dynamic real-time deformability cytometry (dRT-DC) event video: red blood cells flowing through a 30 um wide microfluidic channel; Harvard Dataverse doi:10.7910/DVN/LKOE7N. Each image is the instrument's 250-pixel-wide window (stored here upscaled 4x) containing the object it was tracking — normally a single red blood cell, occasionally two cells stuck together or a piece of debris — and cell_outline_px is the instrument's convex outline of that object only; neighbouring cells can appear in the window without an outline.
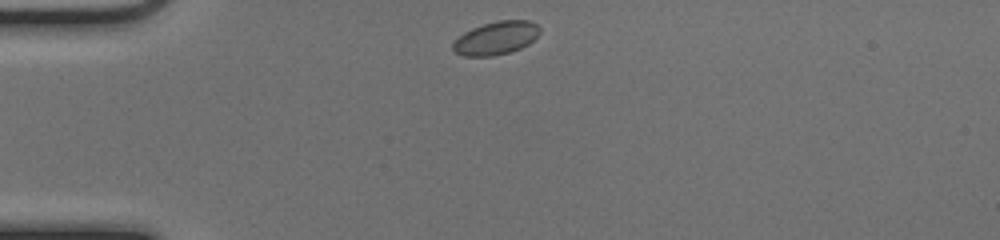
{"species": "common noctule bat (a hibernating species)", "species_latin": "Nyctalus noctula", "temperature_condition": "cold", "stored_images_in_passage": 39, "camera_frame_rate_fps": 3000, "um_per_image_px": 0.085, "animal": {"sex": "female", "body_mass_g": 17.0, "forearm_length_mm": 48.0}, "frame": {"image": 1, "passage_image": 1, "time_ms": 0.0, "image_size_px": [1000, 240], "cell_outline_px": [[540, 32], [528, 44], [520, 48], [508, 52], [492, 56], [464, 56], [456, 52], [452, 48], [452, 44], [464, 32], [472, 28], [496, 20], [528, 20], [536, 24], [540, 28]], "centroid_in_image_um": [42.16, 3.23], "position_along_channel_um": 42.8, "area_um2": 16.59}}
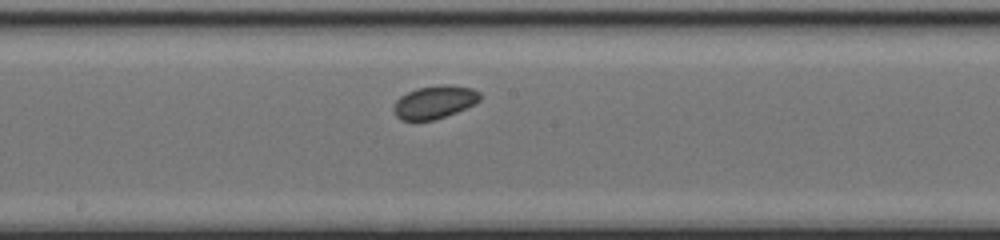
{"frame": {"image": 2, "passage_image": 16, "time_ms": 5.0, "image_size_px": [1000, 240], "cell_outline_px": [[480, 100], [476, 104], [456, 112], [432, 120], [400, 120], [396, 116], [392, 108], [396, 100], [400, 96], [416, 88], [440, 84], [448, 84], [472, 88], [480, 92]], "centroid_in_image_um": [36.93, 8.66], "position_along_channel_um": 211.3, "area_um2": 16.7}}
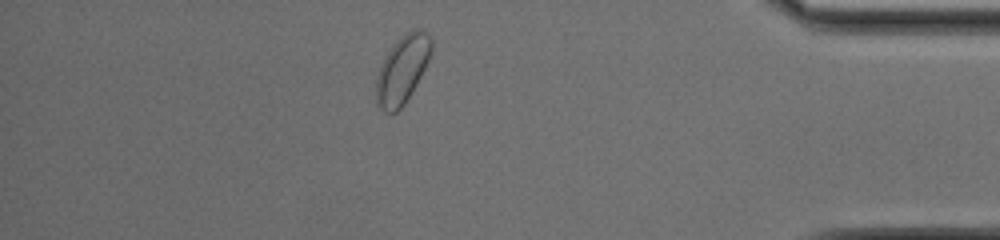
{"frame": {"image": 3, "passage_image": 33, "time_ms": 10.667, "image_size_px": [1000, 240], "cell_outline_px": [[432, 52], [412, 92], [404, 104], [396, 112], [384, 112], [376, 104], [376, 76], [380, 64], [384, 56], [392, 44], [404, 32], [412, 28], [420, 28], [428, 32], [432, 40]], "centroid_in_image_um": [34.18, 5.85], "position_along_channel_um": 401.0, "area_um2": 22.2}, "authors_computed_cell_mechanics": {"area_um2": 16.762, "velocity_mm_per_s": 3.9827, "shape_relaxation_time_tau1_ms": null, "shape_relaxation_time_tau2_ms": 4.9889, "deformation_change_tau1": null, "deformation_change_tau2": 0.059}}